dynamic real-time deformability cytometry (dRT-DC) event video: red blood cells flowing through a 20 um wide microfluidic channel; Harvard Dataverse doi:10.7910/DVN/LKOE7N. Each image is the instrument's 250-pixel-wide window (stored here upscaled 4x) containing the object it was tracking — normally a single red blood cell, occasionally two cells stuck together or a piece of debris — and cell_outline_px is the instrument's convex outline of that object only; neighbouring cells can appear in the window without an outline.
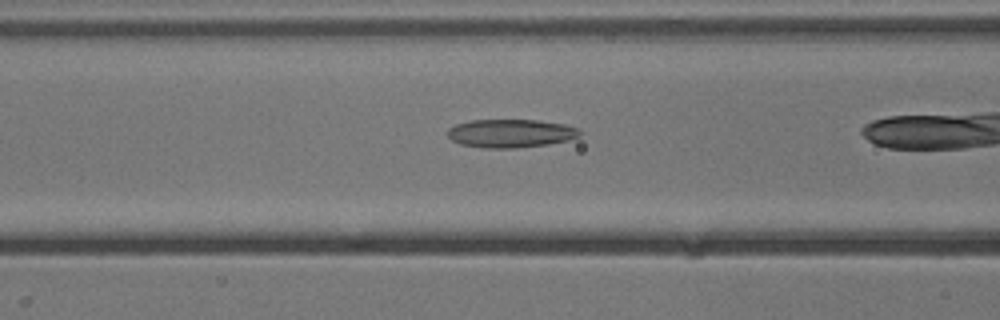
{"species": "common noctule bat (a hibernating species)", "species_latin": "Nyctalus noctula", "temperature_condition": "cold", "stored_images_in_passage": 39, "camera_frame_rate_fps": 3000, "um_per_image_px": 0.085, "animal": {"sex": "male", "body_mass_g": 13.3}, "frame": {"image": 1, "passage_image": 19, "time_ms": 6.0, "image_size_px": [1000, 320], "cell_outline_px": [[580, 136], [568, 140], [548, 144], [516, 148], [484, 148], [460, 144], [452, 140], [448, 136], [448, 128], [456, 124], [472, 120], [536, 120], [564, 124], [580, 128]], "centroid_in_image_um": [43.41, 11.33], "position_along_channel_um": 123.2, "area_um2": 21.85}}
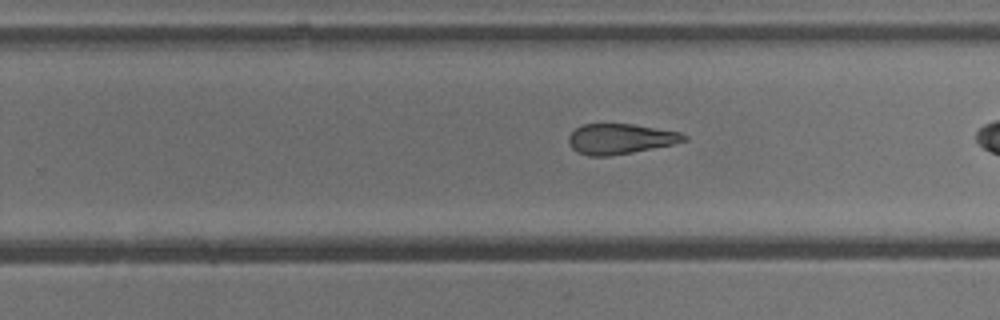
{"frame": {"image": 2, "passage_image": 31, "time_ms": 10.0, "image_size_px": [1000, 320], "cell_outline_px": [[688, 140], [672, 144], [632, 152], [608, 156], [588, 156], [572, 148], [568, 140], [568, 136], [576, 128], [584, 124], [632, 124], [680, 132], [688, 136]], "centroid_in_image_um": [52.73, 11.8], "position_along_channel_um": 277.1, "area_um2": 20.11}}
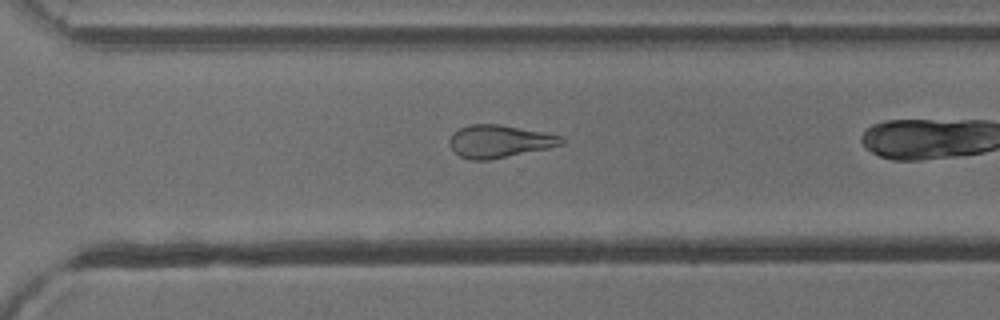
{"frame": {"image": 3, "passage_image": 35, "time_ms": 11.333, "image_size_px": [1000, 320], "cell_outline_px": [[564, 144], [548, 148], [488, 160], [468, 160], [460, 156], [448, 144], [448, 140], [452, 132], [468, 124], [500, 124], [544, 132], [560, 136], [564, 140]], "centroid_in_image_um": [42.41, 12.0], "position_along_channel_um": 328.2, "area_um2": 21.33}}